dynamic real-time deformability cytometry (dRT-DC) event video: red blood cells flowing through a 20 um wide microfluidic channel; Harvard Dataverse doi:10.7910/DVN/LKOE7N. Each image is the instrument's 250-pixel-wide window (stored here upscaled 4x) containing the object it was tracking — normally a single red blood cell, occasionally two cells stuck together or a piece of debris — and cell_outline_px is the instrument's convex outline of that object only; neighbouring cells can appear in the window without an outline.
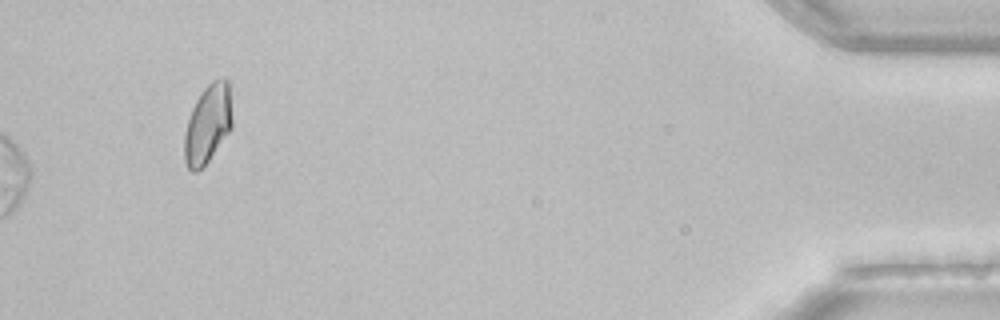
{"species": "common noctule bat (a hibernating species)", "species_latin": "Nyctalus noctula", "temperature_condition": "room temperature", "stored_images_in_passage": 38, "camera_frame_rate_fps": 3000, "um_per_image_px": 0.085, "animal": {"sex": "female", "body_mass_g": 22.7, "forearm_length_mm": 54.2}, "frame": {"image": 1, "passage_image": 38, "time_ms": 12.333, "image_size_px": [1000, 320], "cell_outline_px": [[232, 128], [208, 160], [196, 172], [192, 172], [188, 168], [184, 160], [184, 136], [188, 120], [192, 108], [196, 100], [204, 88], [212, 80], [228, 80], [232, 84]], "centroid_in_image_um": [17.69, 10.49], "position_along_channel_um": 417.5, "area_um2": 22.08}, "authors_computed_cell_mechanics": {"area_um2": 19.6809, "velocity_mm_per_s": 4.1271, "shape_relaxation_time_tau1_ms": null, "shape_relaxation_time_tau2_ms": 10.1826, "deformation_change_tau1": null, "deformation_change_tau2": 0.1995}}